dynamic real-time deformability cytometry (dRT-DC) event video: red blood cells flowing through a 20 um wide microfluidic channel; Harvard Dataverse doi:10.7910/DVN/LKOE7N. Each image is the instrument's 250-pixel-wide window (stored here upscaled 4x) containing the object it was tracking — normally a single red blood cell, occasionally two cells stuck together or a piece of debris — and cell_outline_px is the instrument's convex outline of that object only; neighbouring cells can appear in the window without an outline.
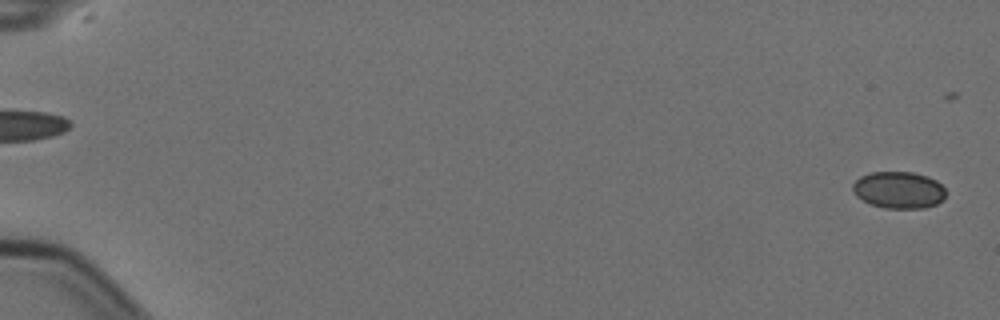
{"species": "Egyptian fruit bat (a non-hibernating species)", "species_latin": "Rousettus aegyptiacus", "temperature_condition": "cold", "stored_images_in_passage": 6, "segment_of_instrument_passage": [2, 2], "camera_frame_rate_fps": 3000, "um_per_image_px": 0.085, "animal": {"sex": "female"}, "frame": {"image": 1, "passage_image": 6, "time_ms": 1.667, "image_size_px": [1000, 320], "cell_outline_px": [[944, 200], [936, 204], [924, 208], [884, 208], [872, 204], [856, 196], [852, 188], [852, 184], [860, 176], [872, 172], [912, 172], [928, 176], [936, 180], [944, 188]], "centroid_in_image_um": [76.39, 16.14], "position_along_channel_um": 8.6, "area_um2": 19.94}}